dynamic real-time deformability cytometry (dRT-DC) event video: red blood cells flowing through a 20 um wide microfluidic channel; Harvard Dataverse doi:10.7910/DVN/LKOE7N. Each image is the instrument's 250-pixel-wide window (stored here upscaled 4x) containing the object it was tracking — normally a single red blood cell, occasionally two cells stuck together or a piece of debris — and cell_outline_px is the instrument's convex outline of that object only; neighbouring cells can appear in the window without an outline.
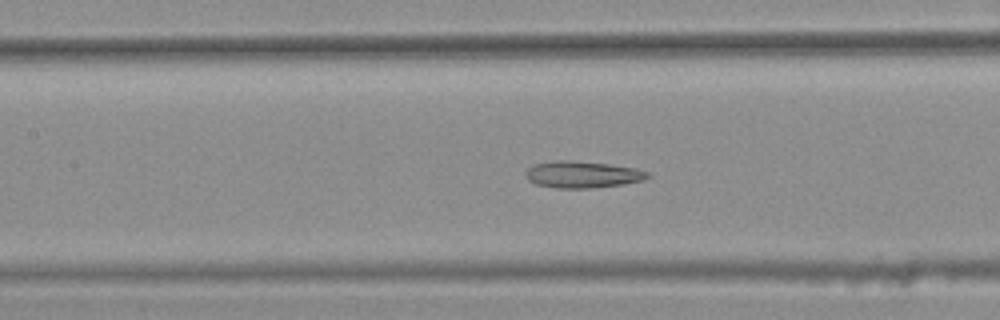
{"species": "common noctule bat (a hibernating species)", "species_latin": "Nyctalus noctula", "temperature_condition": "warm", "stored_images_in_passage": 44, "camera_frame_rate_fps": 3000, "um_per_image_px": 0.085, "animal": {"sex": "female", "body_mass_g": 25.1}, "frame": {"image": 1, "passage_image": 23, "time_ms": 7.333, "image_size_px": [1000, 320], "cell_outline_px": [[652, 176], [644, 180], [620, 184], [592, 188], [556, 188], [536, 184], [528, 180], [524, 176], [524, 172], [532, 164], [556, 160], [568, 160], [608, 164], [636, 168], [648, 172]], "centroid_in_image_um": [49.47, 14.83], "position_along_channel_um": 157.9, "area_um2": 19.07}}
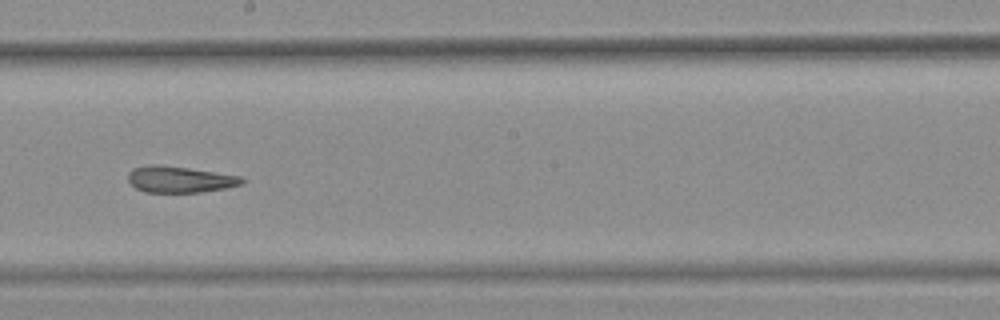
{"frame": {"image": 2, "passage_image": 29, "time_ms": 9.333, "image_size_px": [1000, 320], "cell_outline_px": [[244, 184], [224, 188], [200, 192], [144, 192], [136, 188], [128, 180], [128, 172], [132, 168], [148, 164], [156, 164], [188, 168], [240, 176], [244, 180]], "centroid_in_image_um": [15.24, 15.24], "position_along_channel_um": 233.0, "area_um2": 17.4}}
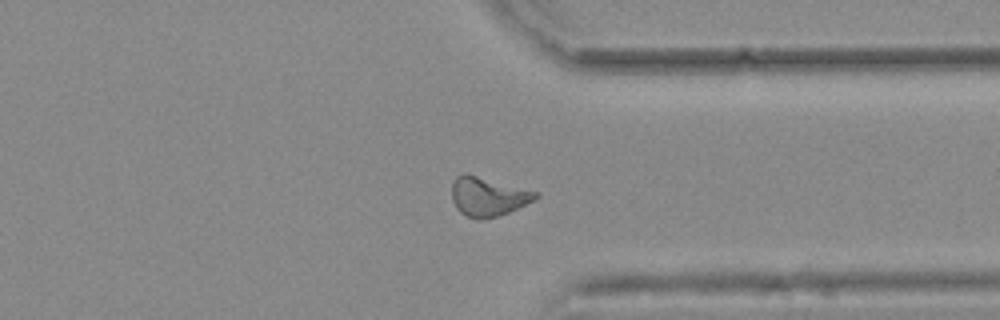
{"frame": {"image": 3, "passage_image": 40, "time_ms": 13.0, "image_size_px": [1000, 320], "cell_outline_px": [[540, 196], [536, 200], [508, 212], [496, 216], [476, 220], [460, 212], [456, 208], [452, 200], [452, 184], [456, 176], [464, 172], [540, 192]], "centroid_in_image_um": [41.49, 16.69], "position_along_channel_um": 369.9, "area_um2": 19.19}, "authors_computed_cell_mechanics": {"area_um2": 19.1896, "velocity_mm_per_s": 3.7622, "shape_relaxation_time_tau1_ms": null, "shape_relaxation_time_tau2_ms": 4.2134, "deformation_change_tau1": null, "deformation_change_tau2": 0.125}}